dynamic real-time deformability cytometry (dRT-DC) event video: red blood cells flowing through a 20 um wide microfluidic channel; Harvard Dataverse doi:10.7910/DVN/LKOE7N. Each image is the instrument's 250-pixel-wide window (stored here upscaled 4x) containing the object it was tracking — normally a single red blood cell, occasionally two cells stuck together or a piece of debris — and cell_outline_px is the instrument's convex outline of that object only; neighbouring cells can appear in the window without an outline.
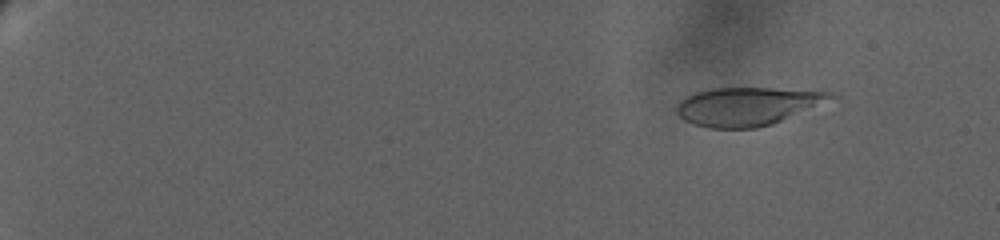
{"species": "human", "species_latin": "Homo sapiens", "temperature_condition": "warm", "stored_images_in_passage": 41, "camera_frame_rate_fps": 3000, "um_per_image_px": 0.085, "donor": {"sex": "female"}, "frame": {"image": 1, "passage_image": 18, "time_ms": 3.0, "image_size_px": [1000, 240], "cell_outline_px": [[840, 96], [772, 124], [756, 128], [708, 128], [684, 120], [676, 112], [676, 108], [680, 100], [696, 92], [712, 88], [768, 88], [832, 92]], "centroid_in_image_um": [63.52, 9.03], "position_along_channel_um": 21.5, "area_um2": 34.04}}